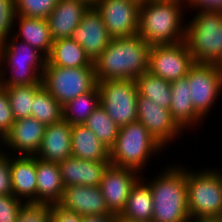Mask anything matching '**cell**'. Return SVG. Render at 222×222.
Wrapping results in <instances>:
<instances>
[{"mask_svg":"<svg viewBox=\"0 0 222 222\" xmlns=\"http://www.w3.org/2000/svg\"><path fill=\"white\" fill-rule=\"evenodd\" d=\"M149 45L139 35L112 38L107 48L93 62L97 82L133 79L149 68Z\"/></svg>","mask_w":222,"mask_h":222,"instance_id":"obj_1","label":"cell"},{"mask_svg":"<svg viewBox=\"0 0 222 222\" xmlns=\"http://www.w3.org/2000/svg\"><path fill=\"white\" fill-rule=\"evenodd\" d=\"M185 0H146L140 4L138 35L149 45L183 42ZM183 13V14H182Z\"/></svg>","mask_w":222,"mask_h":222,"instance_id":"obj_2","label":"cell"},{"mask_svg":"<svg viewBox=\"0 0 222 222\" xmlns=\"http://www.w3.org/2000/svg\"><path fill=\"white\" fill-rule=\"evenodd\" d=\"M185 166H170L152 181L146 182L153 198V222H188Z\"/></svg>","mask_w":222,"mask_h":222,"instance_id":"obj_3","label":"cell"},{"mask_svg":"<svg viewBox=\"0 0 222 222\" xmlns=\"http://www.w3.org/2000/svg\"><path fill=\"white\" fill-rule=\"evenodd\" d=\"M45 63L46 58L39 51L12 35L0 45V86L43 85ZM6 69L12 73L9 77Z\"/></svg>","mask_w":222,"mask_h":222,"instance_id":"obj_4","label":"cell"},{"mask_svg":"<svg viewBox=\"0 0 222 222\" xmlns=\"http://www.w3.org/2000/svg\"><path fill=\"white\" fill-rule=\"evenodd\" d=\"M196 13L186 24L184 42L195 63L218 65L222 60V11Z\"/></svg>","mask_w":222,"mask_h":222,"instance_id":"obj_5","label":"cell"},{"mask_svg":"<svg viewBox=\"0 0 222 222\" xmlns=\"http://www.w3.org/2000/svg\"><path fill=\"white\" fill-rule=\"evenodd\" d=\"M163 146L138 121L119 127L114 146L110 149V165L131 168L141 173L153 155Z\"/></svg>","mask_w":222,"mask_h":222,"instance_id":"obj_6","label":"cell"},{"mask_svg":"<svg viewBox=\"0 0 222 222\" xmlns=\"http://www.w3.org/2000/svg\"><path fill=\"white\" fill-rule=\"evenodd\" d=\"M190 219L222 216V173L219 169L186 170Z\"/></svg>","mask_w":222,"mask_h":222,"instance_id":"obj_7","label":"cell"},{"mask_svg":"<svg viewBox=\"0 0 222 222\" xmlns=\"http://www.w3.org/2000/svg\"><path fill=\"white\" fill-rule=\"evenodd\" d=\"M43 87L63 106L97 86L94 67L67 68L45 65Z\"/></svg>","mask_w":222,"mask_h":222,"instance_id":"obj_8","label":"cell"},{"mask_svg":"<svg viewBox=\"0 0 222 222\" xmlns=\"http://www.w3.org/2000/svg\"><path fill=\"white\" fill-rule=\"evenodd\" d=\"M100 106L119 126L137 121L138 89L133 79L104 80L97 82Z\"/></svg>","mask_w":222,"mask_h":222,"instance_id":"obj_9","label":"cell"},{"mask_svg":"<svg viewBox=\"0 0 222 222\" xmlns=\"http://www.w3.org/2000/svg\"><path fill=\"white\" fill-rule=\"evenodd\" d=\"M195 111L204 119L222 92V72L217 64L194 63L186 75Z\"/></svg>","mask_w":222,"mask_h":222,"instance_id":"obj_10","label":"cell"},{"mask_svg":"<svg viewBox=\"0 0 222 222\" xmlns=\"http://www.w3.org/2000/svg\"><path fill=\"white\" fill-rule=\"evenodd\" d=\"M194 63L184 41L176 44L152 45L148 72L172 82L186 77Z\"/></svg>","mask_w":222,"mask_h":222,"instance_id":"obj_11","label":"cell"},{"mask_svg":"<svg viewBox=\"0 0 222 222\" xmlns=\"http://www.w3.org/2000/svg\"><path fill=\"white\" fill-rule=\"evenodd\" d=\"M95 8L112 38L138 35L139 3L132 0H100Z\"/></svg>","mask_w":222,"mask_h":222,"instance_id":"obj_12","label":"cell"},{"mask_svg":"<svg viewBox=\"0 0 222 222\" xmlns=\"http://www.w3.org/2000/svg\"><path fill=\"white\" fill-rule=\"evenodd\" d=\"M137 121L165 148L183 131L172 119L170 110L138 95ZM177 136V137H176Z\"/></svg>","mask_w":222,"mask_h":222,"instance_id":"obj_13","label":"cell"},{"mask_svg":"<svg viewBox=\"0 0 222 222\" xmlns=\"http://www.w3.org/2000/svg\"><path fill=\"white\" fill-rule=\"evenodd\" d=\"M138 173L131 168L113 165L105 170L99 188L111 213L119 215L125 208L133 186L143 177Z\"/></svg>","mask_w":222,"mask_h":222,"instance_id":"obj_14","label":"cell"},{"mask_svg":"<svg viewBox=\"0 0 222 222\" xmlns=\"http://www.w3.org/2000/svg\"><path fill=\"white\" fill-rule=\"evenodd\" d=\"M70 38L83 47L86 56L92 63L112 40L101 14L95 7H90L85 12L80 24L72 32Z\"/></svg>","mask_w":222,"mask_h":222,"instance_id":"obj_15","label":"cell"},{"mask_svg":"<svg viewBox=\"0 0 222 222\" xmlns=\"http://www.w3.org/2000/svg\"><path fill=\"white\" fill-rule=\"evenodd\" d=\"M45 129L46 125L34 117L15 120L10 131L2 139V144L13 149V154L35 156L40 149Z\"/></svg>","mask_w":222,"mask_h":222,"instance_id":"obj_16","label":"cell"},{"mask_svg":"<svg viewBox=\"0 0 222 222\" xmlns=\"http://www.w3.org/2000/svg\"><path fill=\"white\" fill-rule=\"evenodd\" d=\"M61 207L74 211L81 216L113 214L106 206L99 186H68L64 188Z\"/></svg>","mask_w":222,"mask_h":222,"instance_id":"obj_17","label":"cell"},{"mask_svg":"<svg viewBox=\"0 0 222 222\" xmlns=\"http://www.w3.org/2000/svg\"><path fill=\"white\" fill-rule=\"evenodd\" d=\"M63 185L99 186L110 162L82 160L73 156L58 163Z\"/></svg>","mask_w":222,"mask_h":222,"instance_id":"obj_18","label":"cell"},{"mask_svg":"<svg viewBox=\"0 0 222 222\" xmlns=\"http://www.w3.org/2000/svg\"><path fill=\"white\" fill-rule=\"evenodd\" d=\"M89 8L80 0H58L56 7L47 17L53 41L70 38Z\"/></svg>","mask_w":222,"mask_h":222,"instance_id":"obj_19","label":"cell"},{"mask_svg":"<svg viewBox=\"0 0 222 222\" xmlns=\"http://www.w3.org/2000/svg\"><path fill=\"white\" fill-rule=\"evenodd\" d=\"M71 130L72 125L63 119L46 125L40 149L35 156L54 163L72 156Z\"/></svg>","mask_w":222,"mask_h":222,"instance_id":"obj_20","label":"cell"},{"mask_svg":"<svg viewBox=\"0 0 222 222\" xmlns=\"http://www.w3.org/2000/svg\"><path fill=\"white\" fill-rule=\"evenodd\" d=\"M13 156H10L13 195L25 203H36V156Z\"/></svg>","mask_w":222,"mask_h":222,"instance_id":"obj_21","label":"cell"},{"mask_svg":"<svg viewBox=\"0 0 222 222\" xmlns=\"http://www.w3.org/2000/svg\"><path fill=\"white\" fill-rule=\"evenodd\" d=\"M36 203L58 204L64 188L58 163L36 157Z\"/></svg>","mask_w":222,"mask_h":222,"instance_id":"obj_22","label":"cell"},{"mask_svg":"<svg viewBox=\"0 0 222 222\" xmlns=\"http://www.w3.org/2000/svg\"><path fill=\"white\" fill-rule=\"evenodd\" d=\"M170 113L172 119L182 129L196 126L204 119L195 111L189 92L188 78L184 77L171 82Z\"/></svg>","mask_w":222,"mask_h":222,"instance_id":"obj_23","label":"cell"},{"mask_svg":"<svg viewBox=\"0 0 222 222\" xmlns=\"http://www.w3.org/2000/svg\"><path fill=\"white\" fill-rule=\"evenodd\" d=\"M72 156L89 161L110 162V149L85 125H72Z\"/></svg>","mask_w":222,"mask_h":222,"instance_id":"obj_24","label":"cell"},{"mask_svg":"<svg viewBox=\"0 0 222 222\" xmlns=\"http://www.w3.org/2000/svg\"><path fill=\"white\" fill-rule=\"evenodd\" d=\"M17 22L19 23L18 33L16 31V34L13 33V36L28 43L47 58L53 45V39L47 19L29 18L16 15L14 23Z\"/></svg>","mask_w":222,"mask_h":222,"instance_id":"obj_25","label":"cell"},{"mask_svg":"<svg viewBox=\"0 0 222 222\" xmlns=\"http://www.w3.org/2000/svg\"><path fill=\"white\" fill-rule=\"evenodd\" d=\"M144 181V177H141L133 186L125 208L118 215L119 220L152 221L153 198L149 185Z\"/></svg>","mask_w":222,"mask_h":222,"instance_id":"obj_26","label":"cell"},{"mask_svg":"<svg viewBox=\"0 0 222 222\" xmlns=\"http://www.w3.org/2000/svg\"><path fill=\"white\" fill-rule=\"evenodd\" d=\"M45 65L67 68L94 67L86 56L83 47L71 38L53 41L52 49L46 58Z\"/></svg>","mask_w":222,"mask_h":222,"instance_id":"obj_27","label":"cell"},{"mask_svg":"<svg viewBox=\"0 0 222 222\" xmlns=\"http://www.w3.org/2000/svg\"><path fill=\"white\" fill-rule=\"evenodd\" d=\"M100 106L98 86L66 102L63 106V120L70 125L84 124L93 111Z\"/></svg>","mask_w":222,"mask_h":222,"instance_id":"obj_28","label":"cell"},{"mask_svg":"<svg viewBox=\"0 0 222 222\" xmlns=\"http://www.w3.org/2000/svg\"><path fill=\"white\" fill-rule=\"evenodd\" d=\"M138 95H142L158 103L161 107L170 108L171 103V82L158 76L145 72L135 79Z\"/></svg>","mask_w":222,"mask_h":222,"instance_id":"obj_29","label":"cell"},{"mask_svg":"<svg viewBox=\"0 0 222 222\" xmlns=\"http://www.w3.org/2000/svg\"><path fill=\"white\" fill-rule=\"evenodd\" d=\"M31 117L45 125L57 123L63 119L62 105L42 87L34 95Z\"/></svg>","mask_w":222,"mask_h":222,"instance_id":"obj_30","label":"cell"},{"mask_svg":"<svg viewBox=\"0 0 222 222\" xmlns=\"http://www.w3.org/2000/svg\"><path fill=\"white\" fill-rule=\"evenodd\" d=\"M83 125L89 128L107 148L111 149L114 146L119 126L101 106L93 111Z\"/></svg>","mask_w":222,"mask_h":222,"instance_id":"obj_31","label":"cell"},{"mask_svg":"<svg viewBox=\"0 0 222 222\" xmlns=\"http://www.w3.org/2000/svg\"><path fill=\"white\" fill-rule=\"evenodd\" d=\"M42 87L43 85H24L6 88L14 120L31 117L34 95Z\"/></svg>","mask_w":222,"mask_h":222,"instance_id":"obj_32","label":"cell"},{"mask_svg":"<svg viewBox=\"0 0 222 222\" xmlns=\"http://www.w3.org/2000/svg\"><path fill=\"white\" fill-rule=\"evenodd\" d=\"M58 0H15L16 14L29 18L47 19Z\"/></svg>","mask_w":222,"mask_h":222,"instance_id":"obj_33","label":"cell"},{"mask_svg":"<svg viewBox=\"0 0 222 222\" xmlns=\"http://www.w3.org/2000/svg\"><path fill=\"white\" fill-rule=\"evenodd\" d=\"M52 204L24 203L19 210L17 222H51Z\"/></svg>","mask_w":222,"mask_h":222,"instance_id":"obj_34","label":"cell"},{"mask_svg":"<svg viewBox=\"0 0 222 222\" xmlns=\"http://www.w3.org/2000/svg\"><path fill=\"white\" fill-rule=\"evenodd\" d=\"M16 15L15 0H0V45L13 35Z\"/></svg>","mask_w":222,"mask_h":222,"instance_id":"obj_35","label":"cell"},{"mask_svg":"<svg viewBox=\"0 0 222 222\" xmlns=\"http://www.w3.org/2000/svg\"><path fill=\"white\" fill-rule=\"evenodd\" d=\"M24 203L14 195H0V222H17Z\"/></svg>","mask_w":222,"mask_h":222,"instance_id":"obj_36","label":"cell"},{"mask_svg":"<svg viewBox=\"0 0 222 222\" xmlns=\"http://www.w3.org/2000/svg\"><path fill=\"white\" fill-rule=\"evenodd\" d=\"M9 98L6 88L0 86V139L10 131L14 124Z\"/></svg>","mask_w":222,"mask_h":222,"instance_id":"obj_37","label":"cell"},{"mask_svg":"<svg viewBox=\"0 0 222 222\" xmlns=\"http://www.w3.org/2000/svg\"><path fill=\"white\" fill-rule=\"evenodd\" d=\"M0 151V195H13L10 173V156Z\"/></svg>","mask_w":222,"mask_h":222,"instance_id":"obj_38","label":"cell"},{"mask_svg":"<svg viewBox=\"0 0 222 222\" xmlns=\"http://www.w3.org/2000/svg\"><path fill=\"white\" fill-rule=\"evenodd\" d=\"M51 222H82V216L61 207L59 204H52Z\"/></svg>","mask_w":222,"mask_h":222,"instance_id":"obj_39","label":"cell"},{"mask_svg":"<svg viewBox=\"0 0 222 222\" xmlns=\"http://www.w3.org/2000/svg\"><path fill=\"white\" fill-rule=\"evenodd\" d=\"M186 7L197 9L198 11L214 10L222 11V0H185Z\"/></svg>","mask_w":222,"mask_h":222,"instance_id":"obj_40","label":"cell"},{"mask_svg":"<svg viewBox=\"0 0 222 222\" xmlns=\"http://www.w3.org/2000/svg\"><path fill=\"white\" fill-rule=\"evenodd\" d=\"M82 222H119L118 215H86L82 216Z\"/></svg>","mask_w":222,"mask_h":222,"instance_id":"obj_41","label":"cell"},{"mask_svg":"<svg viewBox=\"0 0 222 222\" xmlns=\"http://www.w3.org/2000/svg\"><path fill=\"white\" fill-rule=\"evenodd\" d=\"M190 222H222V216L193 218Z\"/></svg>","mask_w":222,"mask_h":222,"instance_id":"obj_42","label":"cell"},{"mask_svg":"<svg viewBox=\"0 0 222 222\" xmlns=\"http://www.w3.org/2000/svg\"><path fill=\"white\" fill-rule=\"evenodd\" d=\"M85 2L89 7H95L100 0H80Z\"/></svg>","mask_w":222,"mask_h":222,"instance_id":"obj_43","label":"cell"},{"mask_svg":"<svg viewBox=\"0 0 222 222\" xmlns=\"http://www.w3.org/2000/svg\"><path fill=\"white\" fill-rule=\"evenodd\" d=\"M119 222H138V221H124V220H119ZM140 222V221H139ZM144 222H153V221H144Z\"/></svg>","mask_w":222,"mask_h":222,"instance_id":"obj_44","label":"cell"},{"mask_svg":"<svg viewBox=\"0 0 222 222\" xmlns=\"http://www.w3.org/2000/svg\"><path fill=\"white\" fill-rule=\"evenodd\" d=\"M132 1H135V2H137V3H139V4H142L144 1H146V0H132Z\"/></svg>","mask_w":222,"mask_h":222,"instance_id":"obj_45","label":"cell"},{"mask_svg":"<svg viewBox=\"0 0 222 222\" xmlns=\"http://www.w3.org/2000/svg\"><path fill=\"white\" fill-rule=\"evenodd\" d=\"M219 70L222 72V60L220 61V63L218 64Z\"/></svg>","mask_w":222,"mask_h":222,"instance_id":"obj_46","label":"cell"},{"mask_svg":"<svg viewBox=\"0 0 222 222\" xmlns=\"http://www.w3.org/2000/svg\"><path fill=\"white\" fill-rule=\"evenodd\" d=\"M1 143H2V140L0 139V147H1V145H2ZM1 150H4V147H3V149H0V151H1Z\"/></svg>","mask_w":222,"mask_h":222,"instance_id":"obj_47","label":"cell"}]
</instances>
